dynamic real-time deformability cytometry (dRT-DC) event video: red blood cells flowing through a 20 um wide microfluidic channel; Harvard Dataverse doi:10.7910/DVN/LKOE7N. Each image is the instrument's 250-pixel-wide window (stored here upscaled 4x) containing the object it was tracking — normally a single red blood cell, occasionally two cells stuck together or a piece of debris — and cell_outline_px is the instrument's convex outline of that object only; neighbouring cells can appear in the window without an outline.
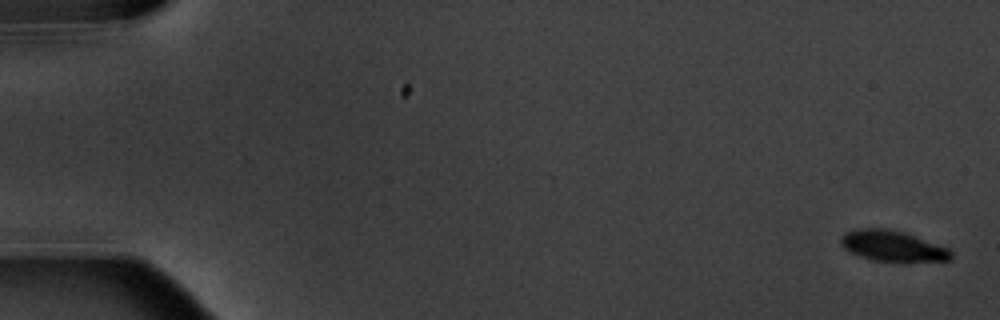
{"species": "common noctule bat (a hibernating species)", "species_latin": "Nyctalus noctula", "temperature_condition": "warm", "stored_images_in_passage": 5, "camera_frame_rate_fps": 3000, "um_per_image_px": 0.085, "animal": {"sex": "male", "body_mass_g": 20.1, "forearm_length_mm": 53.5}, "frame": {"image": 1, "passage_image": 1, "time_ms": 0.0, "image_size_px": [1000, 320], "cell_outline_px": [[952, 260], [872, 260], [860, 256], [844, 248], [840, 244], [840, 240], [844, 232], [860, 228], [888, 228], [904, 232], [948, 248], [952, 252]], "centroid_in_image_um": [75.83, 20.87], "position_along_channel_um": 9.2, "area_um2": 19.25}}
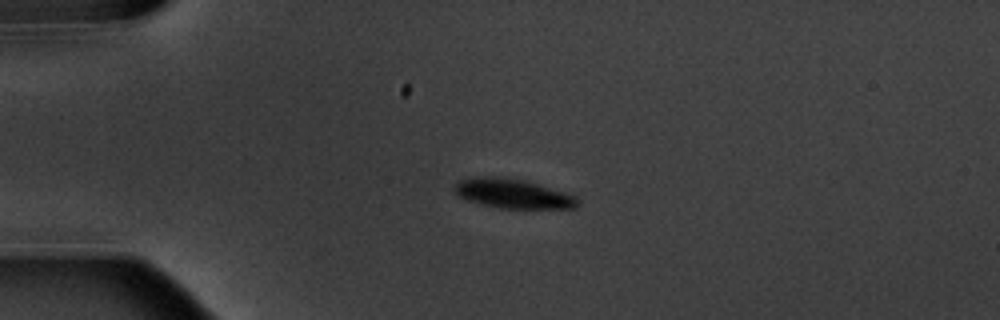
{"frame": {"image": 2, "passage_image": 4, "time_ms": 4.333, "image_size_px": [1000, 320], "cell_outline_px": [[580, 204], [576, 208], [500, 208], [468, 200], [460, 196], [452, 188], [460, 180], [472, 176], [500, 176], [524, 180], [568, 192], [576, 196]], "centroid_in_image_um": [43.63, 16.44], "position_along_channel_um": 41.4, "area_um2": 21.21}}